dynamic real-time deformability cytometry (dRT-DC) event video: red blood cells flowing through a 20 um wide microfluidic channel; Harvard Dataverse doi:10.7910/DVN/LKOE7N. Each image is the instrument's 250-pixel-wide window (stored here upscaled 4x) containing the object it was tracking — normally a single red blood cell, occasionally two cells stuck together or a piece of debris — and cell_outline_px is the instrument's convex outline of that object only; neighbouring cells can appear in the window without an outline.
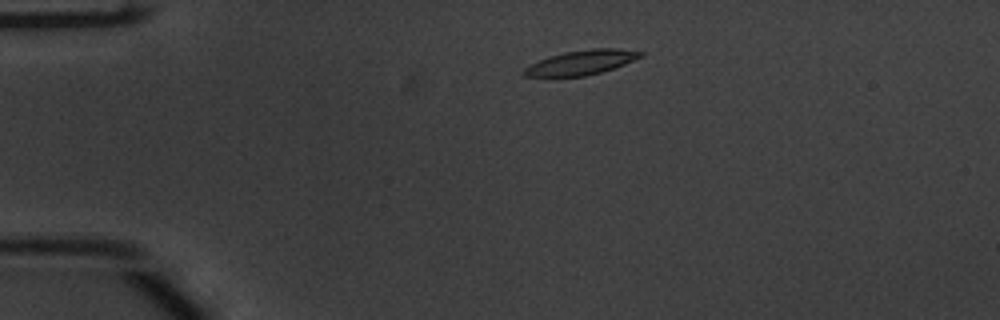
{"species": "common noctule bat (a hibernating species)", "species_latin": "Nyctalus noctula", "temperature_condition": "warm", "stored_images_in_passage": 43, "camera_frame_rate_fps": 3000, "um_per_image_px": 0.085, "animal": {"sex": "male", "body_mass_g": 20.1, "forearm_length_mm": 53.5}, "frame": {"image": 1, "passage_image": 2, "time_ms": 0.333, "image_size_px": [1000, 320], "cell_outline_px": [[644, 56], [624, 64], [600, 72], [584, 76], [524, 76], [524, 68], [548, 56], [564, 52], [592, 48], [616, 48], [644, 52]], "centroid_in_image_um": [49.45, 5.29], "position_along_channel_um": 35.6, "area_um2": 16.42}}
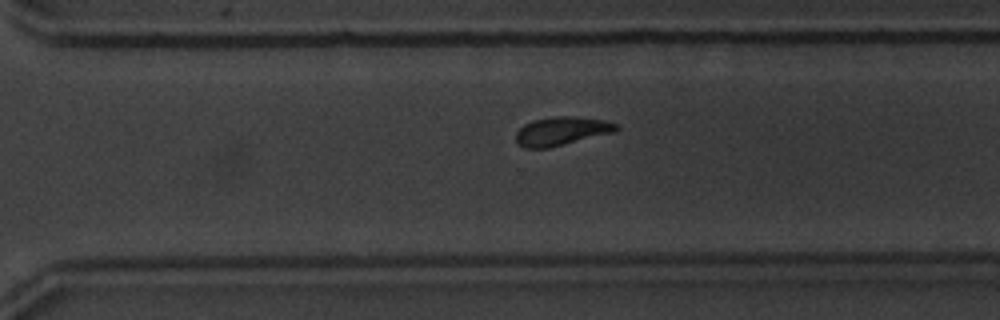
{"frame": {"image": 2, "passage_image": 28, "time_ms": 9.0, "image_size_px": [1000, 320], "cell_outline_px": [[620, 128], [616, 132], [548, 148], [524, 148], [516, 144], [516, 132], [524, 124], [532, 120], [556, 116], [576, 116], [604, 120], [616, 124]], "centroid_in_image_um": [47.73, 11.14], "position_along_channel_um": 322.9, "area_um2": 16.88}}
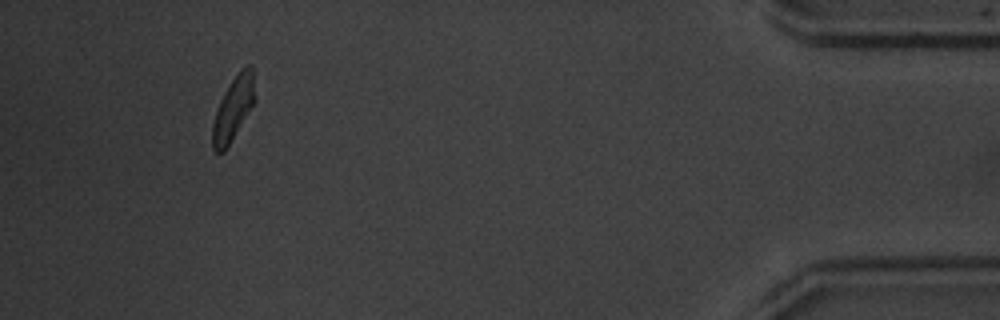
{"frame": {"image": 3, "passage_image": 40, "time_ms": 13.0, "image_size_px": [1000, 320], "cell_outline_px": [[256, 100], [224, 152], [216, 152], [212, 148], [212, 124], [220, 100], [224, 92], [240, 68], [248, 64], [252, 64]], "centroid_in_image_um": [19.84, 9.19], "position_along_channel_um": 415.4, "area_um2": 15.72}, "authors_computed_cell_mechanics": {"area_um2": 16.7042, "velocity_mm_per_s": 3.8304, "shape_relaxation_time_tau1_ms": 2.4948, "shape_relaxation_time_tau2_ms": 4.8291, "deformation_change_tau1": 0.1501, "deformation_change_tau2": 0.1101}}